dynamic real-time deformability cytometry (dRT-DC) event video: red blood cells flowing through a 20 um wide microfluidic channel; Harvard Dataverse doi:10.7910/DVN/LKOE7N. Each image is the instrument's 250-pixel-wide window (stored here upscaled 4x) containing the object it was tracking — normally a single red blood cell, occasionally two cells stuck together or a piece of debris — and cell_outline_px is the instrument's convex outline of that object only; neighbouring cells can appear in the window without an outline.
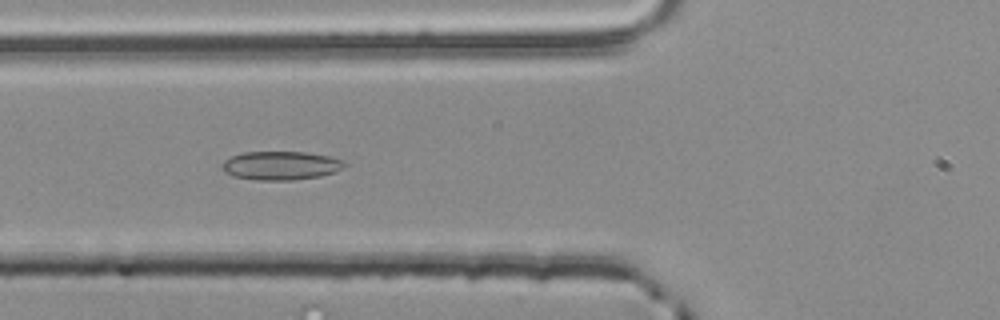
{"species": "common noctule bat (a hibernating species)", "species_latin": "Nyctalus noctula", "temperature_condition": "room temperature", "stored_images_in_passage": 54, "camera_frame_rate_fps": 3000, "um_per_image_px": 0.085, "animal": {"sex": "male", "body_mass_g": 20.4}, "frame": {"image": 1, "passage_image": 20, "time_ms": 6.333, "image_size_px": [1000, 320], "cell_outline_px": [[348, 164], [344, 168], [336, 172], [320, 176], [292, 180], [256, 180], [232, 176], [224, 172], [220, 168], [224, 160], [232, 156], [244, 152], [304, 152], [328, 156], [344, 160]], "centroid_in_image_um": [23.87, 14.08], "position_along_channel_um": 101.9, "area_um2": 20.63}}
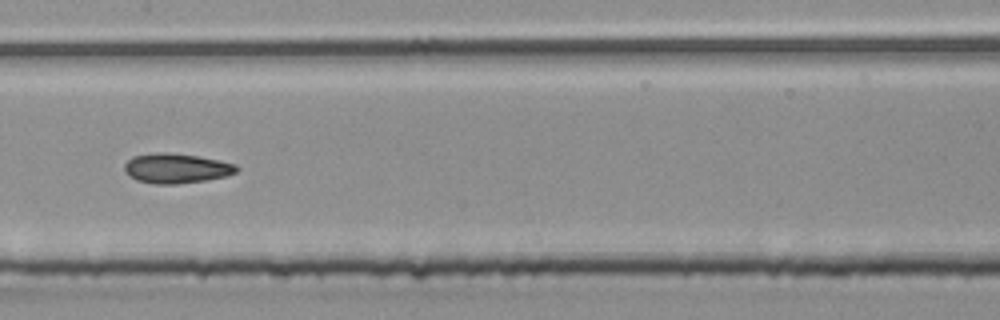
{"frame": {"image": 2, "passage_image": 27, "time_ms": 8.667, "image_size_px": [1000, 320], "cell_outline_px": [[240, 168], [236, 172], [228, 176], [208, 180], [176, 184], [152, 184], [136, 180], [124, 172], [124, 164], [132, 156], [156, 152], [168, 152], [196, 156], [236, 164]], "centroid_in_image_um": [14.97, 14.31], "position_along_channel_um": 192.4, "area_um2": 19.65}}
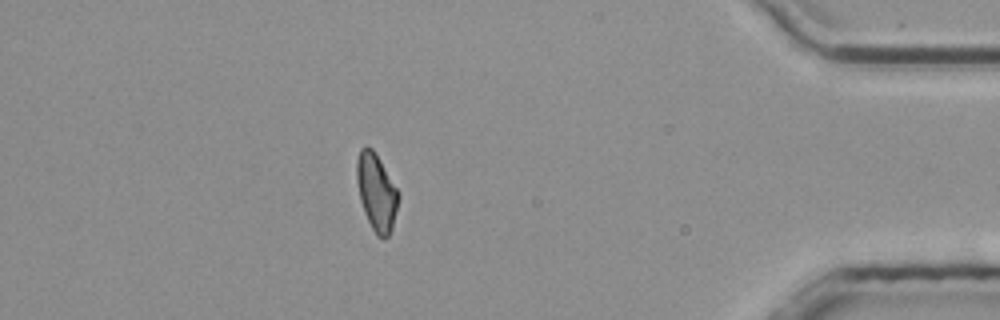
{"frame": {"image": 3, "passage_image": 47, "time_ms": 15.333, "image_size_px": [1000, 320], "cell_outline_px": [[400, 192], [392, 228], [388, 236], [384, 240], [376, 236], [364, 212], [360, 200], [356, 180], [356, 160], [360, 148], [364, 144], [368, 144], [376, 152]], "centroid_in_image_um": [31.99, 16.28], "position_along_channel_um": 403.2, "area_um2": 19.13}, "authors_computed_cell_mechanics": {"area_um2": 19.1896, "velocity_mm_per_s": 3.8525, "shape_relaxation_time_tau1_ms": null, "shape_relaxation_time_tau2_ms": 2.8767, "deformation_change_tau1": null, "deformation_change_tau2": 0.08}}